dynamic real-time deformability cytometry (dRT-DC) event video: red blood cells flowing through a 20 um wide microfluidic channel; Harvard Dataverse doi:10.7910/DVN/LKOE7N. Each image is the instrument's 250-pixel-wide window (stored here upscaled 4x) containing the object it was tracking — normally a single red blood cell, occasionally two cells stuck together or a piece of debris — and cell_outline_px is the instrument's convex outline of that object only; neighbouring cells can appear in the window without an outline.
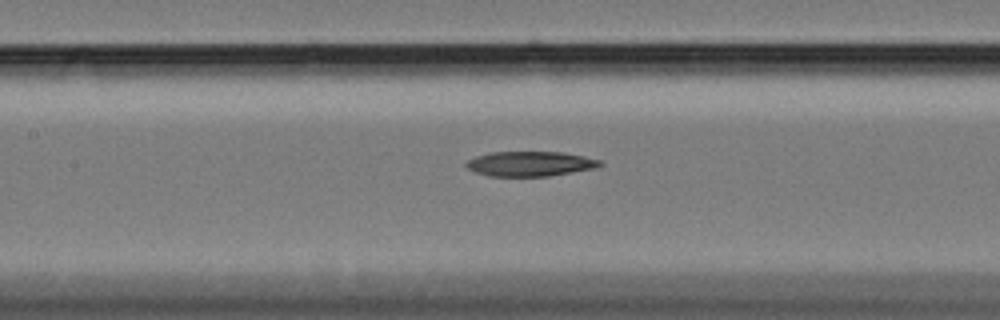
{"species": "Egyptian fruit bat (a non-hibernating species)", "species_latin": "Rousettus aegyptiacus", "temperature_condition": "cold", "stored_images_in_passage": 50, "camera_frame_rate_fps": 3000, "um_per_image_px": 0.085, "animal": {"sex": "female"}, "frame": {"image": 1, "passage_image": 19, "time_ms": 6.0, "image_size_px": [1000, 320], "cell_outline_px": [[604, 164], [596, 168], [548, 176], [488, 176], [476, 172], [468, 168], [464, 164], [468, 160], [476, 156], [492, 152], [564, 152], [584, 156], [600, 160]], "centroid_in_image_um": [45.08, 13.92], "position_along_channel_um": 162.3, "area_um2": 19.36}}
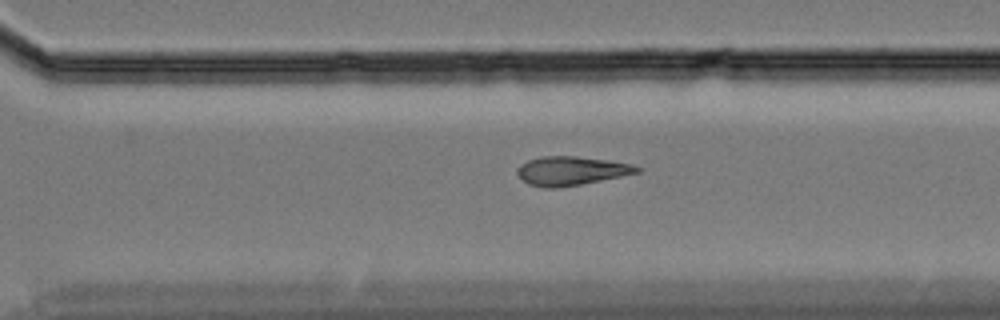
{"frame": {"image": 2, "passage_image": 33, "time_ms": 10.667, "image_size_px": [1000, 320], "cell_outline_px": [[640, 172], [580, 184], [552, 188], [544, 188], [528, 184], [516, 172], [520, 164], [528, 160], [540, 156], [576, 156], [608, 160], [632, 164], [640, 168]], "centroid_in_image_um": [48.52, 14.51], "position_along_channel_um": 322.1, "area_um2": 19.88}}
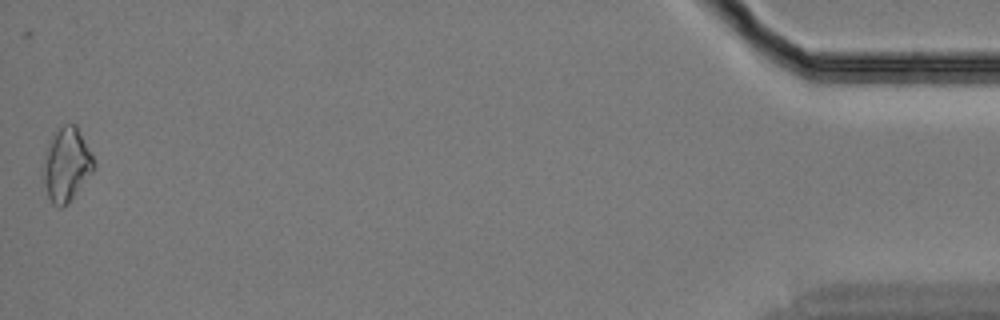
{"frame": {"image": 3, "passage_image": 50, "time_ms": 16.333, "image_size_px": [1000, 320], "cell_outline_px": [[96, 164], [92, 172], [68, 204], [60, 208], [52, 204], [48, 196], [44, 180], [44, 168], [48, 144], [52, 132], [64, 124], [76, 124]], "centroid_in_image_um": [5.66, 13.98], "position_along_channel_um": 429.5, "area_um2": 21.33}}